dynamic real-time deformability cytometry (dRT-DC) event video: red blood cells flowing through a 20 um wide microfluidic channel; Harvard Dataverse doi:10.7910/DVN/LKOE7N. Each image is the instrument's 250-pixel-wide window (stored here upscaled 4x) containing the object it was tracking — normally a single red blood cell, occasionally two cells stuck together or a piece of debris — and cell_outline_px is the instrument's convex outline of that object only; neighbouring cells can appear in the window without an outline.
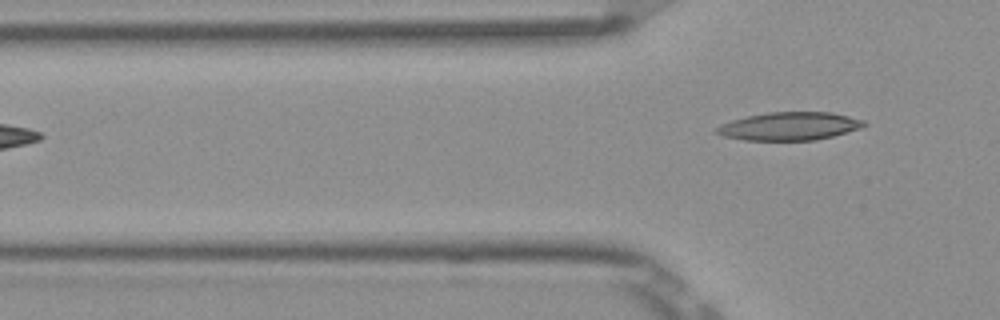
{"species": "Egyptian fruit bat (a non-hibernating species)", "species_latin": "Rousettus aegyptiacus", "temperature_condition": "room temperature", "stored_images_in_passage": 5, "camera_frame_rate_fps": 3000, "um_per_image_px": 0.085, "frame": {"image": 1, "passage_image": 5, "time_ms": 1.333, "image_size_px": [1000, 320], "cell_outline_px": [[868, 124], [860, 128], [832, 136], [816, 140], [744, 140], [724, 136], [716, 132], [716, 128], [720, 124], [732, 120], [748, 116], [768, 112], [832, 112], [864, 120]], "centroid_in_image_um": [67.11, 10.72], "position_along_channel_um": 58.7, "area_um2": 23.99}}